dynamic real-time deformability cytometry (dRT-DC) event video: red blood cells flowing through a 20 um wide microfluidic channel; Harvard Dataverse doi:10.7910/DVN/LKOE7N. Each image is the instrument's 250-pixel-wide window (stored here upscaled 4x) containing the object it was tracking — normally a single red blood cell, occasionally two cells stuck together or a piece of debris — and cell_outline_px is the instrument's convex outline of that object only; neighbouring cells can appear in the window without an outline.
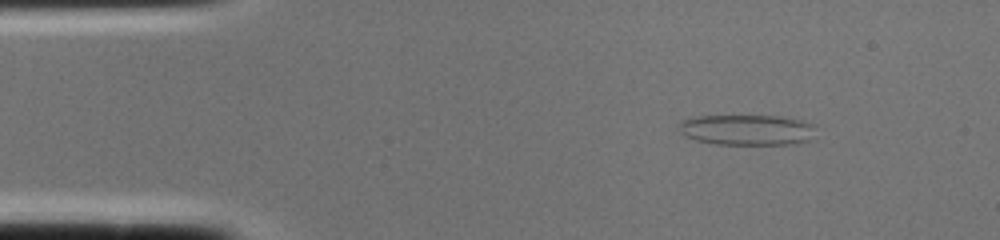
{"species": "common noctule bat (a hibernating species)", "species_latin": "Nyctalus noctula", "temperature_condition": "cold", "stored_images_in_passage": 1, "camera_frame_rate_fps": 3000, "um_per_image_px": 0.085, "animal": {"sex": "female", "body_mass_g": 22.0, "forearm_length_mm": 56.7}, "frame": {"image": 1, "passage_image": 1, "time_ms": 0.0, "image_size_px": [1000, 240], "cell_outline_px": [[812, 124], [808, 140], [792, 144], [716, 144], [696, 140], [684, 136], [680, 132], [680, 124], [684, 120], [696, 116], [780, 116], [800, 120]], "centroid_in_image_um": [63.41, 11.04], "position_along_channel_um": 21.6, "area_um2": 23.87}}